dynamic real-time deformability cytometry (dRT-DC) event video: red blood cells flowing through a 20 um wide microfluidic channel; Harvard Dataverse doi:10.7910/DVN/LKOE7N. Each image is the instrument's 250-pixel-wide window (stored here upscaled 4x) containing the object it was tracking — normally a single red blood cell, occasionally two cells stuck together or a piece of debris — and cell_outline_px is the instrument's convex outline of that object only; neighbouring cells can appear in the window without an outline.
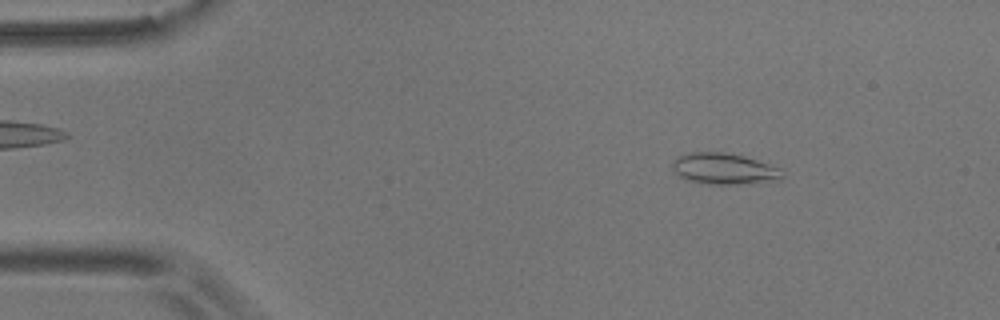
{"species": "common noctule bat (a hibernating species)", "species_latin": "Nyctalus noctula", "temperature_condition": "room temperature", "stored_images_in_passage": 54, "camera_frame_rate_fps": 3000, "um_per_image_px": 0.085, "animal": {"sex": "male", "body_mass_g": 17.9}, "frame": {"image": 1, "passage_image": 7, "time_ms": 2.0, "image_size_px": [1000, 320], "cell_outline_px": [[784, 176], [780, 180], [736, 184], [708, 184], [688, 180], [680, 176], [672, 168], [672, 164], [676, 156], [688, 152], [724, 152], [744, 156], [784, 168]], "centroid_in_image_um": [61.59, 14.33], "position_along_channel_um": 23.4, "area_um2": 20.17}}
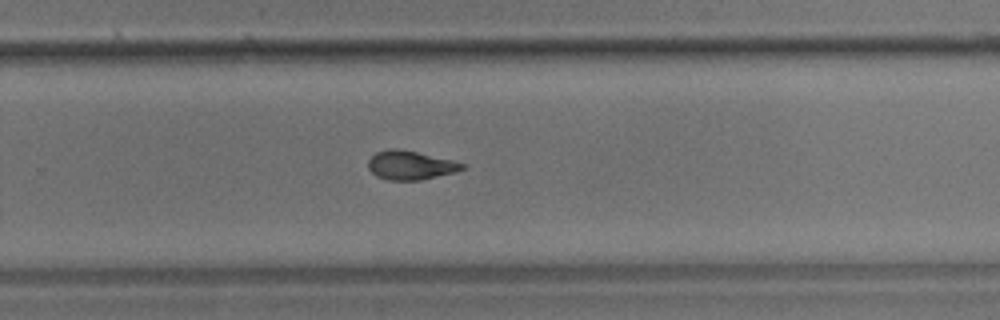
{"frame": {"image": 2, "passage_image": 35, "time_ms": 11.333, "image_size_px": [1000, 320], "cell_outline_px": [[468, 164], [464, 168], [456, 172], [420, 180], [388, 180], [376, 176], [368, 168], [368, 160], [376, 152], [388, 148], [396, 148], [416, 152], [452, 160]], "centroid_in_image_um": [34.88, 14.04], "position_along_channel_um": 294.9, "area_um2": 15.84}}
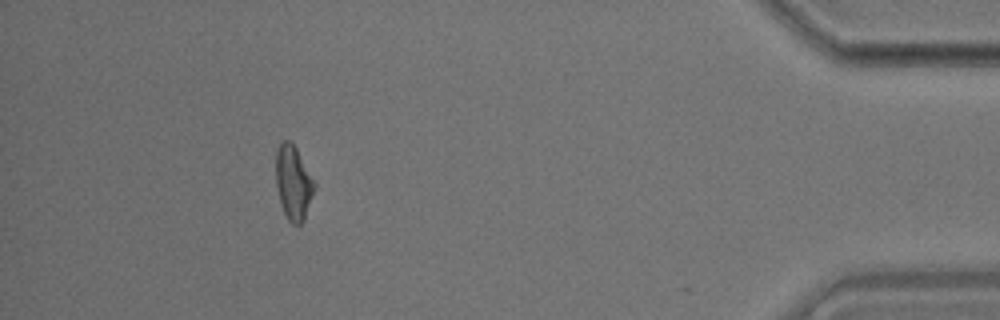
{"frame": {"image": 3, "passage_image": 49, "time_ms": 16.0, "image_size_px": [1000, 320], "cell_outline_px": [[316, 188], [304, 220], [300, 224], [292, 224], [288, 220], [280, 204], [276, 184], [276, 148], [284, 140], [292, 140], [316, 184]], "centroid_in_image_um": [24.94, 15.52], "position_along_channel_um": 410.3, "area_um2": 16.82}, "authors_computed_cell_mechanics": {"area_um2": 16.6753, "velocity_mm_per_s": 3.6731, "shape_relaxation_time_tau1_ms": 7.3614, "shape_relaxation_time_tau2_ms": 2.9326, "deformation_change_tau1": 0.1682, "deformation_change_tau2": 0.0849}}